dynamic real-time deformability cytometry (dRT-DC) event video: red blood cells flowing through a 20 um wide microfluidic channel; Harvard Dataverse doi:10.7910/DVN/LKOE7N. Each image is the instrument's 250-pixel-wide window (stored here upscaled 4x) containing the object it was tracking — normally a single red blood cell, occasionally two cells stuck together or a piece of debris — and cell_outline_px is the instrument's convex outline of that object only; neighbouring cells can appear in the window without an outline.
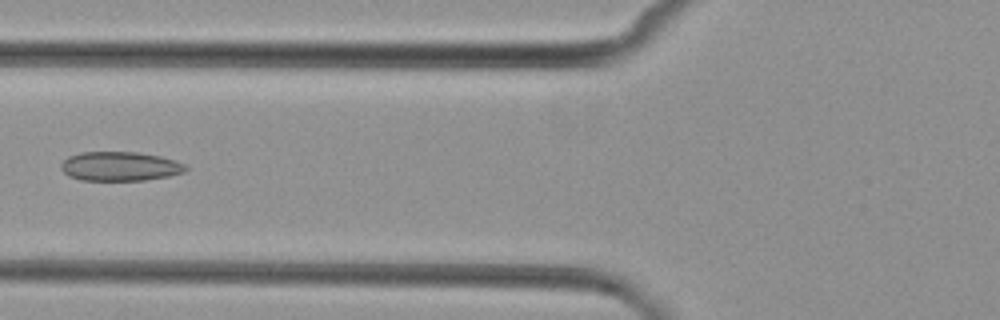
{"species": "common noctule bat (a hibernating species)", "species_latin": "Nyctalus noctula", "temperature_condition": "cold", "stored_images_in_passage": 6, "camera_frame_rate_fps": 3000, "um_per_image_px": 0.085, "animal": {"sex": "female", "body_mass_g": 29.2, "forearm_length_mm": 56.3}, "frame": {"image": 1, "passage_image": 6, "time_ms": 5.667, "image_size_px": [1000, 320], "cell_outline_px": [[188, 168], [184, 172], [168, 176], [144, 180], [80, 180], [68, 176], [60, 168], [60, 164], [68, 156], [80, 152], [136, 152], [160, 156], [176, 160], [184, 164]], "centroid_in_image_um": [10.17, 14.13], "position_along_channel_um": 115.6, "area_um2": 21.27}}